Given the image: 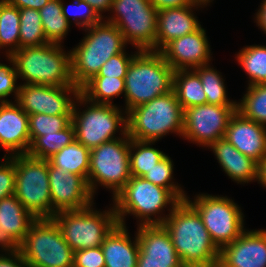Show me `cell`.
Masks as SVG:
<instances>
[{
	"label": "cell",
	"mask_w": 266,
	"mask_h": 267,
	"mask_svg": "<svg viewBox=\"0 0 266 267\" xmlns=\"http://www.w3.org/2000/svg\"><path fill=\"white\" fill-rule=\"evenodd\" d=\"M162 225L184 267H218L220 249L198 212L186 200L174 207Z\"/></svg>",
	"instance_id": "cell-1"
},
{
	"label": "cell",
	"mask_w": 266,
	"mask_h": 267,
	"mask_svg": "<svg viewBox=\"0 0 266 267\" xmlns=\"http://www.w3.org/2000/svg\"><path fill=\"white\" fill-rule=\"evenodd\" d=\"M82 30L87 34L70 50L71 78L79 89L98 74L107 60L127 47L119 29L104 19Z\"/></svg>",
	"instance_id": "cell-2"
},
{
	"label": "cell",
	"mask_w": 266,
	"mask_h": 267,
	"mask_svg": "<svg viewBox=\"0 0 266 267\" xmlns=\"http://www.w3.org/2000/svg\"><path fill=\"white\" fill-rule=\"evenodd\" d=\"M112 201L118 224L124 226L127 225L125 216L128 214L136 217L139 222L137 226L162 225L180 202L168 189L155 185L144 177L134 176H131ZM164 208L168 209L169 214H163Z\"/></svg>",
	"instance_id": "cell-3"
},
{
	"label": "cell",
	"mask_w": 266,
	"mask_h": 267,
	"mask_svg": "<svg viewBox=\"0 0 266 267\" xmlns=\"http://www.w3.org/2000/svg\"><path fill=\"white\" fill-rule=\"evenodd\" d=\"M174 70L159 51H138L125 76V111L173 90Z\"/></svg>",
	"instance_id": "cell-4"
},
{
	"label": "cell",
	"mask_w": 266,
	"mask_h": 267,
	"mask_svg": "<svg viewBox=\"0 0 266 267\" xmlns=\"http://www.w3.org/2000/svg\"><path fill=\"white\" fill-rule=\"evenodd\" d=\"M183 126L184 109L174 90L127 112V135L137 141L156 142L169 133L182 137Z\"/></svg>",
	"instance_id": "cell-5"
},
{
	"label": "cell",
	"mask_w": 266,
	"mask_h": 267,
	"mask_svg": "<svg viewBox=\"0 0 266 267\" xmlns=\"http://www.w3.org/2000/svg\"><path fill=\"white\" fill-rule=\"evenodd\" d=\"M18 79L23 84L47 86L74 85L71 78L70 51L62 44L47 43L38 47L20 48L10 55Z\"/></svg>",
	"instance_id": "cell-6"
},
{
	"label": "cell",
	"mask_w": 266,
	"mask_h": 267,
	"mask_svg": "<svg viewBox=\"0 0 266 267\" xmlns=\"http://www.w3.org/2000/svg\"><path fill=\"white\" fill-rule=\"evenodd\" d=\"M80 106L87 107L81 112ZM118 107L115 104L92 103L80 94L75 100L71 119L75 139L91 150L124 137L127 134V112ZM117 132L120 137H115Z\"/></svg>",
	"instance_id": "cell-7"
},
{
	"label": "cell",
	"mask_w": 266,
	"mask_h": 267,
	"mask_svg": "<svg viewBox=\"0 0 266 267\" xmlns=\"http://www.w3.org/2000/svg\"><path fill=\"white\" fill-rule=\"evenodd\" d=\"M94 204L80 210L60 211L53 216L73 251L100 247L118 224L114 204L105 211L96 210Z\"/></svg>",
	"instance_id": "cell-8"
},
{
	"label": "cell",
	"mask_w": 266,
	"mask_h": 267,
	"mask_svg": "<svg viewBox=\"0 0 266 267\" xmlns=\"http://www.w3.org/2000/svg\"><path fill=\"white\" fill-rule=\"evenodd\" d=\"M19 252L29 267H73L74 251L53 218L35 219Z\"/></svg>",
	"instance_id": "cell-9"
},
{
	"label": "cell",
	"mask_w": 266,
	"mask_h": 267,
	"mask_svg": "<svg viewBox=\"0 0 266 267\" xmlns=\"http://www.w3.org/2000/svg\"><path fill=\"white\" fill-rule=\"evenodd\" d=\"M129 150L127 134L90 150L87 182L93 196L98 185L111 190L112 199L125 187L131 178Z\"/></svg>",
	"instance_id": "cell-10"
},
{
	"label": "cell",
	"mask_w": 266,
	"mask_h": 267,
	"mask_svg": "<svg viewBox=\"0 0 266 267\" xmlns=\"http://www.w3.org/2000/svg\"><path fill=\"white\" fill-rule=\"evenodd\" d=\"M196 196V197H195ZM185 200L198 212L215 245L221 249L246 229L240 206L227 196L201 193Z\"/></svg>",
	"instance_id": "cell-11"
},
{
	"label": "cell",
	"mask_w": 266,
	"mask_h": 267,
	"mask_svg": "<svg viewBox=\"0 0 266 267\" xmlns=\"http://www.w3.org/2000/svg\"><path fill=\"white\" fill-rule=\"evenodd\" d=\"M15 157V197L36 218H53L48 160L27 154Z\"/></svg>",
	"instance_id": "cell-12"
},
{
	"label": "cell",
	"mask_w": 266,
	"mask_h": 267,
	"mask_svg": "<svg viewBox=\"0 0 266 267\" xmlns=\"http://www.w3.org/2000/svg\"><path fill=\"white\" fill-rule=\"evenodd\" d=\"M237 106L202 104L184 110L182 138L209 147L225 137L226 129Z\"/></svg>",
	"instance_id": "cell-13"
},
{
	"label": "cell",
	"mask_w": 266,
	"mask_h": 267,
	"mask_svg": "<svg viewBox=\"0 0 266 267\" xmlns=\"http://www.w3.org/2000/svg\"><path fill=\"white\" fill-rule=\"evenodd\" d=\"M80 89L75 85L47 86L20 83L16 103L28 114L72 115Z\"/></svg>",
	"instance_id": "cell-14"
},
{
	"label": "cell",
	"mask_w": 266,
	"mask_h": 267,
	"mask_svg": "<svg viewBox=\"0 0 266 267\" xmlns=\"http://www.w3.org/2000/svg\"><path fill=\"white\" fill-rule=\"evenodd\" d=\"M48 177L55 214L64 210H80L94 203V196L83 176L65 172L48 161Z\"/></svg>",
	"instance_id": "cell-15"
},
{
	"label": "cell",
	"mask_w": 266,
	"mask_h": 267,
	"mask_svg": "<svg viewBox=\"0 0 266 267\" xmlns=\"http://www.w3.org/2000/svg\"><path fill=\"white\" fill-rule=\"evenodd\" d=\"M139 255L136 267H184L163 225L137 227Z\"/></svg>",
	"instance_id": "cell-16"
},
{
	"label": "cell",
	"mask_w": 266,
	"mask_h": 267,
	"mask_svg": "<svg viewBox=\"0 0 266 267\" xmlns=\"http://www.w3.org/2000/svg\"><path fill=\"white\" fill-rule=\"evenodd\" d=\"M210 42L201 26L193 33L169 42L160 52L174 71L190 70L210 64Z\"/></svg>",
	"instance_id": "cell-17"
},
{
	"label": "cell",
	"mask_w": 266,
	"mask_h": 267,
	"mask_svg": "<svg viewBox=\"0 0 266 267\" xmlns=\"http://www.w3.org/2000/svg\"><path fill=\"white\" fill-rule=\"evenodd\" d=\"M218 267H266V229H247L222 247Z\"/></svg>",
	"instance_id": "cell-18"
},
{
	"label": "cell",
	"mask_w": 266,
	"mask_h": 267,
	"mask_svg": "<svg viewBox=\"0 0 266 267\" xmlns=\"http://www.w3.org/2000/svg\"><path fill=\"white\" fill-rule=\"evenodd\" d=\"M209 4L204 0H196L190 5L158 10L156 51L160 52L172 40L198 30L201 24L193 11Z\"/></svg>",
	"instance_id": "cell-19"
},
{
	"label": "cell",
	"mask_w": 266,
	"mask_h": 267,
	"mask_svg": "<svg viewBox=\"0 0 266 267\" xmlns=\"http://www.w3.org/2000/svg\"><path fill=\"white\" fill-rule=\"evenodd\" d=\"M30 144L28 114L15 101L4 103L0 108V148L7 152L5 156L27 154Z\"/></svg>",
	"instance_id": "cell-20"
},
{
	"label": "cell",
	"mask_w": 266,
	"mask_h": 267,
	"mask_svg": "<svg viewBox=\"0 0 266 267\" xmlns=\"http://www.w3.org/2000/svg\"><path fill=\"white\" fill-rule=\"evenodd\" d=\"M224 138L257 163L266 156V126L244 117L237 110L229 121Z\"/></svg>",
	"instance_id": "cell-21"
},
{
	"label": "cell",
	"mask_w": 266,
	"mask_h": 267,
	"mask_svg": "<svg viewBox=\"0 0 266 267\" xmlns=\"http://www.w3.org/2000/svg\"><path fill=\"white\" fill-rule=\"evenodd\" d=\"M211 149L222 171L237 184L256 182L258 163L242 154L225 138L213 142Z\"/></svg>",
	"instance_id": "cell-22"
},
{
	"label": "cell",
	"mask_w": 266,
	"mask_h": 267,
	"mask_svg": "<svg viewBox=\"0 0 266 267\" xmlns=\"http://www.w3.org/2000/svg\"><path fill=\"white\" fill-rule=\"evenodd\" d=\"M101 249L105 267H136L139 255L137 233L131 239L127 226L117 224L105 237Z\"/></svg>",
	"instance_id": "cell-23"
},
{
	"label": "cell",
	"mask_w": 266,
	"mask_h": 267,
	"mask_svg": "<svg viewBox=\"0 0 266 267\" xmlns=\"http://www.w3.org/2000/svg\"><path fill=\"white\" fill-rule=\"evenodd\" d=\"M157 15L124 16L115 26L122 33L126 44L135 49L156 51Z\"/></svg>",
	"instance_id": "cell-24"
},
{
	"label": "cell",
	"mask_w": 266,
	"mask_h": 267,
	"mask_svg": "<svg viewBox=\"0 0 266 267\" xmlns=\"http://www.w3.org/2000/svg\"><path fill=\"white\" fill-rule=\"evenodd\" d=\"M35 219L15 195L0 200V229L10 234L19 245Z\"/></svg>",
	"instance_id": "cell-25"
},
{
	"label": "cell",
	"mask_w": 266,
	"mask_h": 267,
	"mask_svg": "<svg viewBox=\"0 0 266 267\" xmlns=\"http://www.w3.org/2000/svg\"><path fill=\"white\" fill-rule=\"evenodd\" d=\"M173 90L184 110L207 103L200 77L193 69L174 71Z\"/></svg>",
	"instance_id": "cell-26"
},
{
	"label": "cell",
	"mask_w": 266,
	"mask_h": 267,
	"mask_svg": "<svg viewBox=\"0 0 266 267\" xmlns=\"http://www.w3.org/2000/svg\"><path fill=\"white\" fill-rule=\"evenodd\" d=\"M90 149L76 139L55 153L48 161L55 167L83 176L86 180L89 173Z\"/></svg>",
	"instance_id": "cell-27"
},
{
	"label": "cell",
	"mask_w": 266,
	"mask_h": 267,
	"mask_svg": "<svg viewBox=\"0 0 266 267\" xmlns=\"http://www.w3.org/2000/svg\"><path fill=\"white\" fill-rule=\"evenodd\" d=\"M125 93V78L94 76L81 89L80 94L96 104H112L113 98Z\"/></svg>",
	"instance_id": "cell-28"
},
{
	"label": "cell",
	"mask_w": 266,
	"mask_h": 267,
	"mask_svg": "<svg viewBox=\"0 0 266 267\" xmlns=\"http://www.w3.org/2000/svg\"><path fill=\"white\" fill-rule=\"evenodd\" d=\"M235 59L248 75V86L266 84V45L244 46Z\"/></svg>",
	"instance_id": "cell-29"
},
{
	"label": "cell",
	"mask_w": 266,
	"mask_h": 267,
	"mask_svg": "<svg viewBox=\"0 0 266 267\" xmlns=\"http://www.w3.org/2000/svg\"><path fill=\"white\" fill-rule=\"evenodd\" d=\"M155 142L137 141L130 138V172L131 176L144 177L166 153L154 148Z\"/></svg>",
	"instance_id": "cell-30"
},
{
	"label": "cell",
	"mask_w": 266,
	"mask_h": 267,
	"mask_svg": "<svg viewBox=\"0 0 266 267\" xmlns=\"http://www.w3.org/2000/svg\"><path fill=\"white\" fill-rule=\"evenodd\" d=\"M45 37L49 43L62 44L69 33L70 23L63 16L61 0H49L39 10Z\"/></svg>",
	"instance_id": "cell-31"
},
{
	"label": "cell",
	"mask_w": 266,
	"mask_h": 267,
	"mask_svg": "<svg viewBox=\"0 0 266 267\" xmlns=\"http://www.w3.org/2000/svg\"><path fill=\"white\" fill-rule=\"evenodd\" d=\"M75 140V129L72 123L59 132L38 136L29 147L28 156L48 160L63 147Z\"/></svg>",
	"instance_id": "cell-32"
},
{
	"label": "cell",
	"mask_w": 266,
	"mask_h": 267,
	"mask_svg": "<svg viewBox=\"0 0 266 267\" xmlns=\"http://www.w3.org/2000/svg\"><path fill=\"white\" fill-rule=\"evenodd\" d=\"M200 77L207 103L220 106H237L236 100L227 96L225 80L221 72L214 69L210 64L193 69Z\"/></svg>",
	"instance_id": "cell-33"
},
{
	"label": "cell",
	"mask_w": 266,
	"mask_h": 267,
	"mask_svg": "<svg viewBox=\"0 0 266 267\" xmlns=\"http://www.w3.org/2000/svg\"><path fill=\"white\" fill-rule=\"evenodd\" d=\"M19 27V9L6 1L0 2V49L5 47L6 55L19 50Z\"/></svg>",
	"instance_id": "cell-34"
},
{
	"label": "cell",
	"mask_w": 266,
	"mask_h": 267,
	"mask_svg": "<svg viewBox=\"0 0 266 267\" xmlns=\"http://www.w3.org/2000/svg\"><path fill=\"white\" fill-rule=\"evenodd\" d=\"M19 13V49L38 47L49 43L45 37L39 11L31 8H23L19 9Z\"/></svg>",
	"instance_id": "cell-35"
},
{
	"label": "cell",
	"mask_w": 266,
	"mask_h": 267,
	"mask_svg": "<svg viewBox=\"0 0 266 267\" xmlns=\"http://www.w3.org/2000/svg\"><path fill=\"white\" fill-rule=\"evenodd\" d=\"M237 111L244 117L266 126V84L248 86Z\"/></svg>",
	"instance_id": "cell-36"
},
{
	"label": "cell",
	"mask_w": 266,
	"mask_h": 267,
	"mask_svg": "<svg viewBox=\"0 0 266 267\" xmlns=\"http://www.w3.org/2000/svg\"><path fill=\"white\" fill-rule=\"evenodd\" d=\"M174 163L170 156L166 155L144 176V178L155 185L168 189L179 201L185 200L187 193L181 185L174 182Z\"/></svg>",
	"instance_id": "cell-37"
},
{
	"label": "cell",
	"mask_w": 266,
	"mask_h": 267,
	"mask_svg": "<svg viewBox=\"0 0 266 267\" xmlns=\"http://www.w3.org/2000/svg\"><path fill=\"white\" fill-rule=\"evenodd\" d=\"M28 117L31 143L38 136L63 130L71 123L72 119V115H47L40 113L30 114Z\"/></svg>",
	"instance_id": "cell-38"
},
{
	"label": "cell",
	"mask_w": 266,
	"mask_h": 267,
	"mask_svg": "<svg viewBox=\"0 0 266 267\" xmlns=\"http://www.w3.org/2000/svg\"><path fill=\"white\" fill-rule=\"evenodd\" d=\"M157 12L150 0H113L111 16L107 15L104 20L115 25L124 16L157 15Z\"/></svg>",
	"instance_id": "cell-39"
},
{
	"label": "cell",
	"mask_w": 266,
	"mask_h": 267,
	"mask_svg": "<svg viewBox=\"0 0 266 267\" xmlns=\"http://www.w3.org/2000/svg\"><path fill=\"white\" fill-rule=\"evenodd\" d=\"M69 5L64 4L61 0L63 16L72 25V20L79 28L84 29L93 26L103 20L93 7L83 0H72ZM71 18H73L71 20Z\"/></svg>",
	"instance_id": "cell-40"
},
{
	"label": "cell",
	"mask_w": 266,
	"mask_h": 267,
	"mask_svg": "<svg viewBox=\"0 0 266 267\" xmlns=\"http://www.w3.org/2000/svg\"><path fill=\"white\" fill-rule=\"evenodd\" d=\"M6 58L10 65L0 63V101L3 103L12 102L7 98L11 94L14 95L15 98L13 99L16 102L20 84H17V71L12 57L6 55Z\"/></svg>",
	"instance_id": "cell-41"
},
{
	"label": "cell",
	"mask_w": 266,
	"mask_h": 267,
	"mask_svg": "<svg viewBox=\"0 0 266 267\" xmlns=\"http://www.w3.org/2000/svg\"><path fill=\"white\" fill-rule=\"evenodd\" d=\"M138 51L139 50H136L133 54H128L126 50H124L122 53L114 55L102 65L96 76L125 78L128 67Z\"/></svg>",
	"instance_id": "cell-42"
},
{
	"label": "cell",
	"mask_w": 266,
	"mask_h": 267,
	"mask_svg": "<svg viewBox=\"0 0 266 267\" xmlns=\"http://www.w3.org/2000/svg\"><path fill=\"white\" fill-rule=\"evenodd\" d=\"M0 161V200L15 194V157L4 156Z\"/></svg>",
	"instance_id": "cell-43"
},
{
	"label": "cell",
	"mask_w": 266,
	"mask_h": 267,
	"mask_svg": "<svg viewBox=\"0 0 266 267\" xmlns=\"http://www.w3.org/2000/svg\"><path fill=\"white\" fill-rule=\"evenodd\" d=\"M73 267H105L101 246L74 251Z\"/></svg>",
	"instance_id": "cell-44"
},
{
	"label": "cell",
	"mask_w": 266,
	"mask_h": 267,
	"mask_svg": "<svg viewBox=\"0 0 266 267\" xmlns=\"http://www.w3.org/2000/svg\"><path fill=\"white\" fill-rule=\"evenodd\" d=\"M0 267H29L20 252L15 253H1Z\"/></svg>",
	"instance_id": "cell-45"
},
{
	"label": "cell",
	"mask_w": 266,
	"mask_h": 267,
	"mask_svg": "<svg viewBox=\"0 0 266 267\" xmlns=\"http://www.w3.org/2000/svg\"><path fill=\"white\" fill-rule=\"evenodd\" d=\"M0 248L4 253H15L20 250V245L10 234L0 229Z\"/></svg>",
	"instance_id": "cell-46"
},
{
	"label": "cell",
	"mask_w": 266,
	"mask_h": 267,
	"mask_svg": "<svg viewBox=\"0 0 266 267\" xmlns=\"http://www.w3.org/2000/svg\"><path fill=\"white\" fill-rule=\"evenodd\" d=\"M49 0H6V2L18 9L31 8L35 10H40L43 8Z\"/></svg>",
	"instance_id": "cell-47"
},
{
	"label": "cell",
	"mask_w": 266,
	"mask_h": 267,
	"mask_svg": "<svg viewBox=\"0 0 266 267\" xmlns=\"http://www.w3.org/2000/svg\"><path fill=\"white\" fill-rule=\"evenodd\" d=\"M196 0H150L157 10L193 4Z\"/></svg>",
	"instance_id": "cell-48"
},
{
	"label": "cell",
	"mask_w": 266,
	"mask_h": 267,
	"mask_svg": "<svg viewBox=\"0 0 266 267\" xmlns=\"http://www.w3.org/2000/svg\"><path fill=\"white\" fill-rule=\"evenodd\" d=\"M90 4L93 9L97 12V14L101 18H105V15H102L105 12H109L111 10L113 0H83Z\"/></svg>",
	"instance_id": "cell-49"
},
{
	"label": "cell",
	"mask_w": 266,
	"mask_h": 267,
	"mask_svg": "<svg viewBox=\"0 0 266 267\" xmlns=\"http://www.w3.org/2000/svg\"><path fill=\"white\" fill-rule=\"evenodd\" d=\"M258 7L260 8H258V11L255 13L254 21L258 25V28L266 34V0L261 1Z\"/></svg>",
	"instance_id": "cell-50"
},
{
	"label": "cell",
	"mask_w": 266,
	"mask_h": 267,
	"mask_svg": "<svg viewBox=\"0 0 266 267\" xmlns=\"http://www.w3.org/2000/svg\"><path fill=\"white\" fill-rule=\"evenodd\" d=\"M258 184L266 188V156L258 163L257 180Z\"/></svg>",
	"instance_id": "cell-51"
},
{
	"label": "cell",
	"mask_w": 266,
	"mask_h": 267,
	"mask_svg": "<svg viewBox=\"0 0 266 267\" xmlns=\"http://www.w3.org/2000/svg\"><path fill=\"white\" fill-rule=\"evenodd\" d=\"M204 1H207V2L211 3L213 0H204Z\"/></svg>",
	"instance_id": "cell-52"
}]
</instances>
